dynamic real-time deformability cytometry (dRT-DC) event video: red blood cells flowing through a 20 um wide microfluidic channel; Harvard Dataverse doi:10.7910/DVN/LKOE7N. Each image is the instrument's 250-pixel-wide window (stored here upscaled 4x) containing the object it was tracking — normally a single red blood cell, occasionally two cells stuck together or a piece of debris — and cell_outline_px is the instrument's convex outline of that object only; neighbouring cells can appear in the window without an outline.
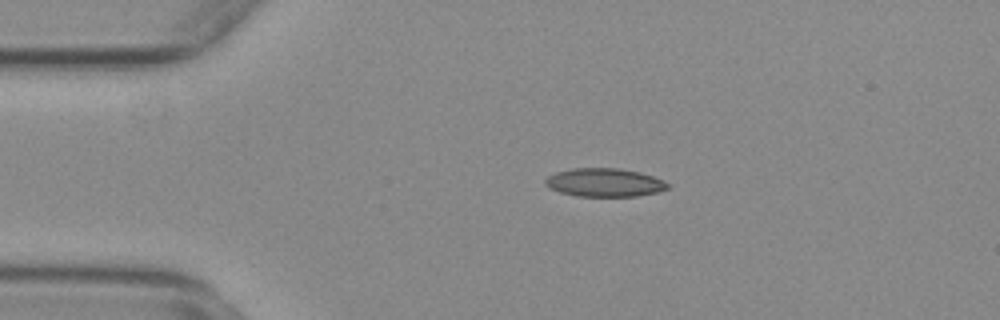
{"species": "common noctule bat (a hibernating species)", "species_latin": "Nyctalus noctula", "temperature_condition": "warm", "stored_images_in_passage": 46, "camera_frame_rate_fps": 3000, "um_per_image_px": 0.085, "animal": {"sex": "female", "body_mass_g": 29.2, "forearm_length_mm": 56.3}, "frame": {"image": 1, "passage_image": 2, "time_ms": 0.333, "image_size_px": [1000, 320], "cell_outline_px": [[668, 188], [656, 192], [636, 196], [576, 196], [560, 192], [544, 184], [544, 180], [548, 176], [556, 172], [572, 168], [620, 168], [640, 172], [664, 180], [668, 184]], "centroid_in_image_um": [51.37, 15.5], "position_along_channel_um": 33.6, "area_um2": 20.17}}
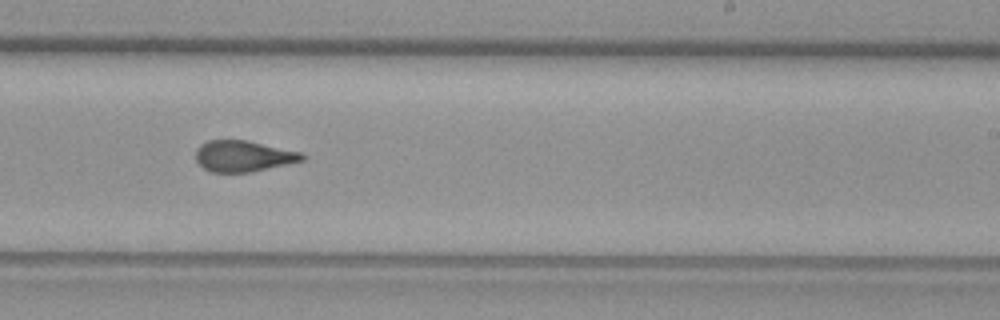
{"frame": {"image": 2, "passage_image": 24, "time_ms": 7.667, "image_size_px": [1000, 320], "cell_outline_px": [[308, 156], [304, 160], [288, 164], [252, 172], [212, 172], [204, 168], [196, 160], [196, 148], [200, 144], [208, 140], [248, 140], [300, 152]], "centroid_in_image_um": [20.7, 13.26], "position_along_channel_um": 268.3, "area_um2": 19.36}}
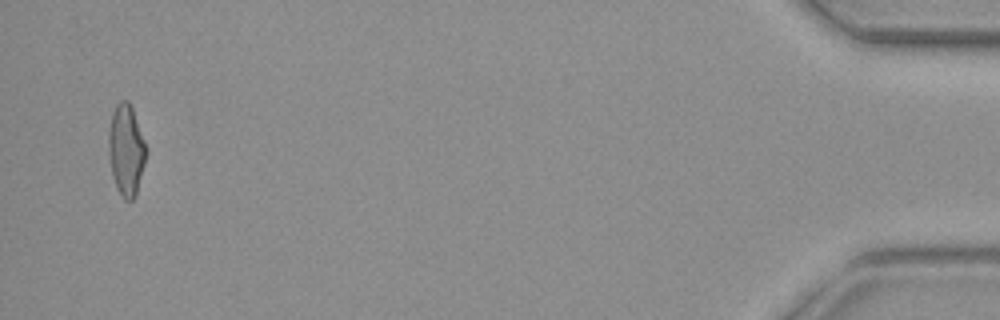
{"frame": {"image": 3, "passage_image": 44, "time_ms": 14.333, "image_size_px": [1000, 320], "cell_outline_px": [[148, 148], [136, 196], [132, 200], [124, 200], [120, 196], [116, 188], [112, 176], [108, 152], [108, 132], [112, 112], [116, 104], [120, 100], [128, 100], [132, 108]], "centroid_in_image_um": [10.72, 12.76], "position_along_channel_um": 424.5, "area_um2": 20.29}, "authors_computed_cell_mechanics": {"area_um2": 19.9121, "velocity_mm_per_s": 3.7501, "shape_relaxation_time_tau1_ms": null, "shape_relaxation_time_tau2_ms": 1.4125, "deformation_change_tau1": null, "deformation_change_tau2": 0.0893}}